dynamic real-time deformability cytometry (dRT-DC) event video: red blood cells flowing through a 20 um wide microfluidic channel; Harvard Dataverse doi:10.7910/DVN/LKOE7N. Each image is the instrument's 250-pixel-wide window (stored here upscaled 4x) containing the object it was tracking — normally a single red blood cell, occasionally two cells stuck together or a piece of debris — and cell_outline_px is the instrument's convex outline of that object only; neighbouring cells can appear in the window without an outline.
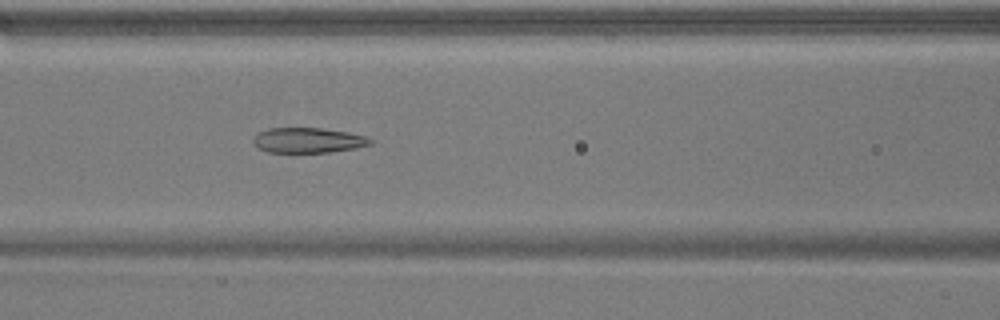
{"species": "common noctule bat (a hibernating species)", "species_latin": "Nyctalus noctula", "temperature_condition": "warm", "stored_images_in_passage": 32, "camera_frame_rate_fps": 3000, "um_per_image_px": 0.085, "animal": {"sex": "male", "body_mass_g": 17.9}, "frame": {"image": 1, "passage_image": 12, "time_ms": 3.667, "image_size_px": [1000, 320], "cell_outline_px": [[372, 144], [356, 148], [328, 152], [268, 152], [256, 148], [252, 140], [260, 132], [268, 128], [320, 128], [348, 132], [368, 136], [372, 140]], "centroid_in_image_um": [26.2, 11.92], "position_along_channel_um": 140.4, "area_um2": 17.17}}
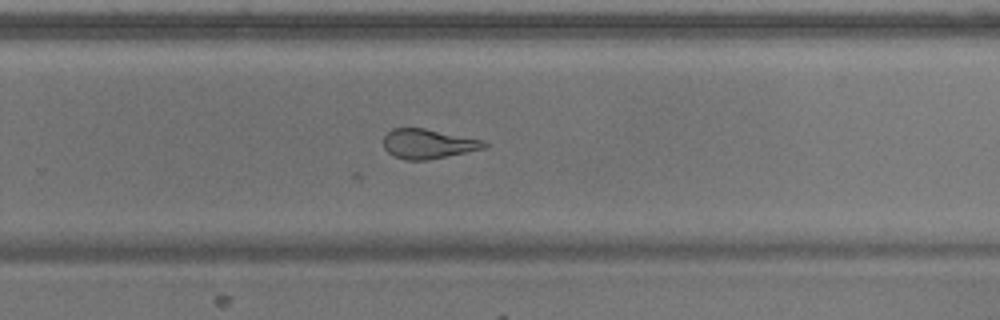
{"frame": {"image": 2, "passage_image": 24, "time_ms": 7.667, "image_size_px": [1000, 320], "cell_outline_px": [[488, 144], [484, 148], [428, 160], [404, 160], [388, 152], [384, 148], [384, 136], [392, 128], [424, 128], [484, 140]], "centroid_in_image_um": [36.37, 12.22], "position_along_channel_um": 293.4, "area_um2": 17.22}}
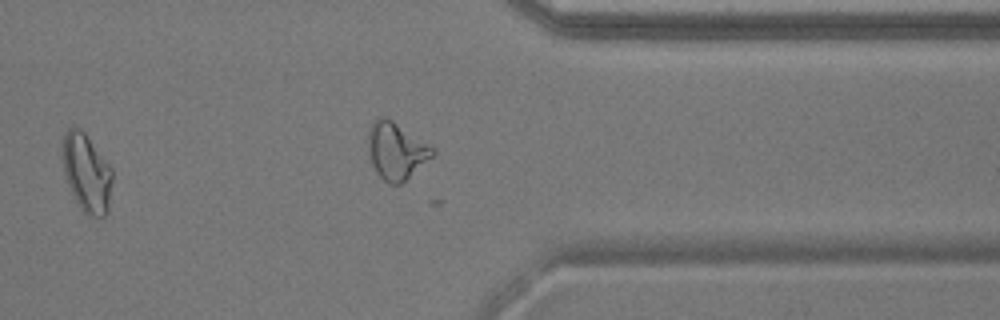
{"frame": {"image": 3, "passage_image": 31, "time_ms": 10.0, "image_size_px": [1000, 320], "cell_outline_px": [[112, 180], [108, 212], [104, 216], [88, 216], [80, 208], [72, 192], [64, 172], [64, 132], [72, 124], [76, 124], [84, 132], [112, 168]], "centroid_in_image_um": [7.39, 14.68], "position_along_channel_um": 404.0, "area_um2": 22.43}, "authors_computed_cell_mechanics": {"area_um2": 17.8891, "velocity_mm_per_s": 3.8409, "shape_relaxation_time_tau1_ms": null, "shape_relaxation_time_tau2_ms": 1.4489, "deformation_change_tau1": null, "deformation_change_tau2": 0.0867}}